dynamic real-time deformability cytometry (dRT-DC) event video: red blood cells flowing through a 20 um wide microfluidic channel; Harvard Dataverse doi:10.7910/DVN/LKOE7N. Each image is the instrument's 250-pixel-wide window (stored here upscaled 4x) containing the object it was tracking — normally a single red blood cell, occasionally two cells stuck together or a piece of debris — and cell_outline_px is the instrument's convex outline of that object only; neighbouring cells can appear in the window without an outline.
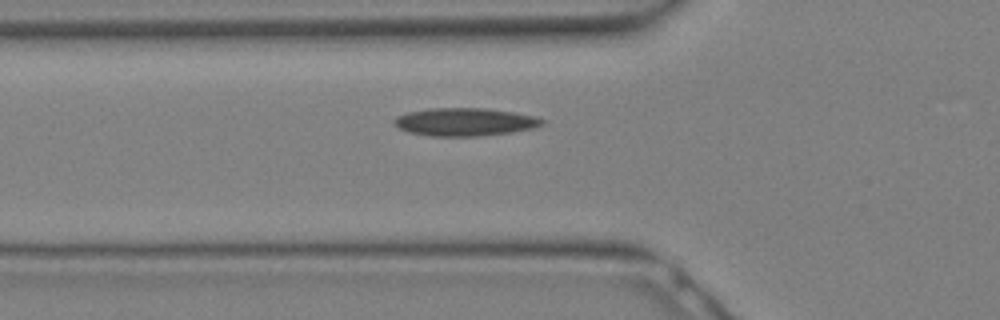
{"species": "Egyptian fruit bat (a non-hibernating species)", "species_latin": "Rousettus aegyptiacus", "temperature_condition": "warm", "stored_images_in_passage": 8, "camera_frame_rate_fps": 3000, "um_per_image_px": 0.085, "animal": {"sex": "female"}, "frame": {"image": 1, "passage_image": 2, "time_ms": 0.333, "image_size_px": [1000, 320], "cell_outline_px": [[544, 124], [532, 128], [512, 132], [480, 136], [428, 136], [408, 132], [396, 128], [392, 124], [392, 120], [396, 116], [408, 112], [432, 108], [484, 108], [512, 112], [536, 116], [544, 120]], "centroid_in_image_um": [39.45, 10.37], "position_along_channel_um": 86.3, "area_um2": 24.28}}
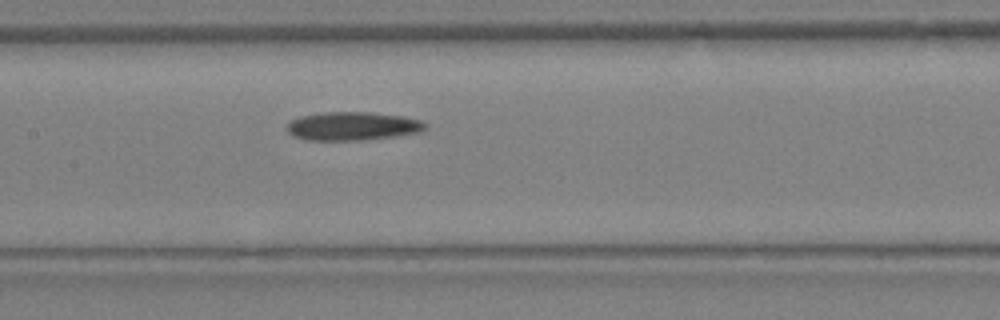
{"frame": {"image": 2, "passage_image": 6, "time_ms": 1.667, "image_size_px": [1000, 320], "cell_outline_px": [[428, 124], [420, 132], [396, 136], [360, 140], [312, 140], [292, 136], [288, 132], [288, 124], [292, 120], [300, 116], [324, 112], [368, 112], [404, 116], [420, 120]], "centroid_in_image_um": [29.99, 10.71], "position_along_channel_um": 177.4, "area_um2": 22.83}}
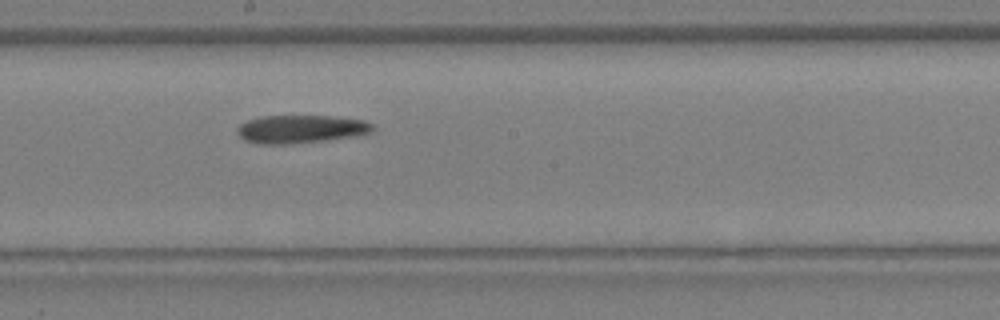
{"frame": {"image": 3, "passage_image": 8, "time_ms": 2.333, "image_size_px": [1000, 320], "cell_outline_px": [[376, 128], [372, 132], [360, 136], [288, 144], [260, 144], [244, 140], [236, 132], [236, 128], [244, 120], [260, 116], [336, 116], [364, 120], [372, 124]], "centroid_in_image_um": [25.57, 10.96], "position_along_channel_um": 222.6, "area_um2": 22.54}}